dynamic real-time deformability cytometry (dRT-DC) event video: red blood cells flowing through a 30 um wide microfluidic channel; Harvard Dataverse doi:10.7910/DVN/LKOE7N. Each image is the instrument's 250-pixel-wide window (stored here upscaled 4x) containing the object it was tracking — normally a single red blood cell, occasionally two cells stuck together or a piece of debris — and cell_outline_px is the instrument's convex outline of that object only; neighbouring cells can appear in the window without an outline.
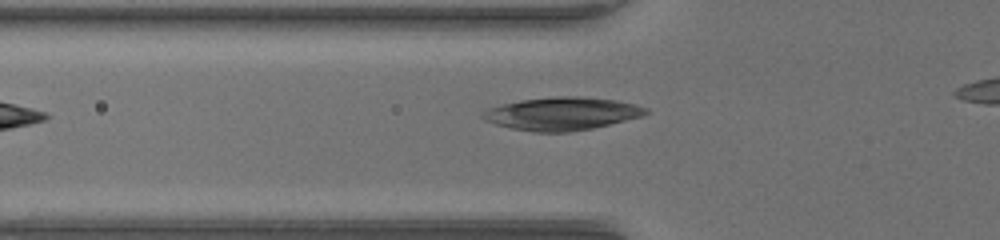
{"species": "common noctule bat (a hibernating species)", "species_latin": "Nyctalus noctula", "temperature_condition": "warm", "stored_images_in_passage": 30, "camera_frame_rate_fps": 3000, "um_per_image_px": 0.085, "animal": {"sex": "female", "body_mass_g": 17.0, "forearm_length_mm": 48.0}, "frame": {"image": 1, "passage_image": 3, "time_ms": 0.667, "image_size_px": [1000, 240], "cell_outline_px": [[652, 112], [640, 116], [592, 128], [568, 132], [536, 132], [512, 128], [496, 124], [484, 120], [480, 116], [488, 108], [520, 100], [552, 96], [584, 96], [616, 100], [636, 104], [648, 108]], "centroid_in_image_um": [47.78, 9.65], "position_along_channel_um": 78.0, "area_um2": 31.21}}
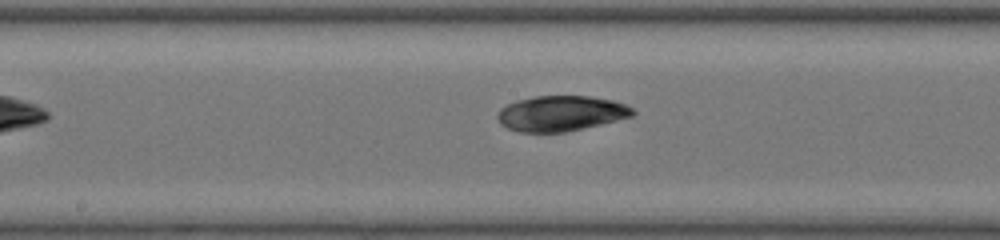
{"frame": {"image": 2, "passage_image": 12, "time_ms": 3.667, "image_size_px": [1000, 240], "cell_outline_px": [[636, 112], [632, 116], [600, 124], [564, 132], [520, 132], [508, 128], [500, 124], [496, 116], [500, 108], [516, 100], [536, 96], [588, 96], [612, 100], [624, 104], [632, 108]], "centroid_in_image_um": [47.64, 9.63], "position_along_channel_um": 200.6, "area_um2": 27.69}}
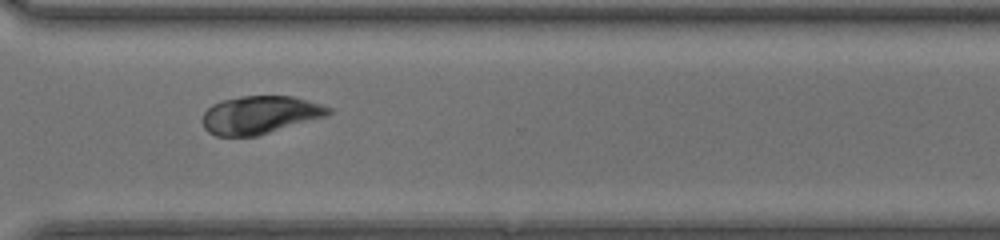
{"frame": {"image": 3, "passage_image": 23, "time_ms": 7.333, "image_size_px": [1000, 240], "cell_outline_px": [[332, 112], [328, 116], [256, 136], [216, 136], [208, 132], [204, 128], [200, 120], [204, 112], [212, 104], [220, 100], [240, 96], [292, 96], [308, 100], [332, 108]], "centroid_in_image_um": [22.07, 9.76], "position_along_channel_um": 348.5, "area_um2": 28.15}}